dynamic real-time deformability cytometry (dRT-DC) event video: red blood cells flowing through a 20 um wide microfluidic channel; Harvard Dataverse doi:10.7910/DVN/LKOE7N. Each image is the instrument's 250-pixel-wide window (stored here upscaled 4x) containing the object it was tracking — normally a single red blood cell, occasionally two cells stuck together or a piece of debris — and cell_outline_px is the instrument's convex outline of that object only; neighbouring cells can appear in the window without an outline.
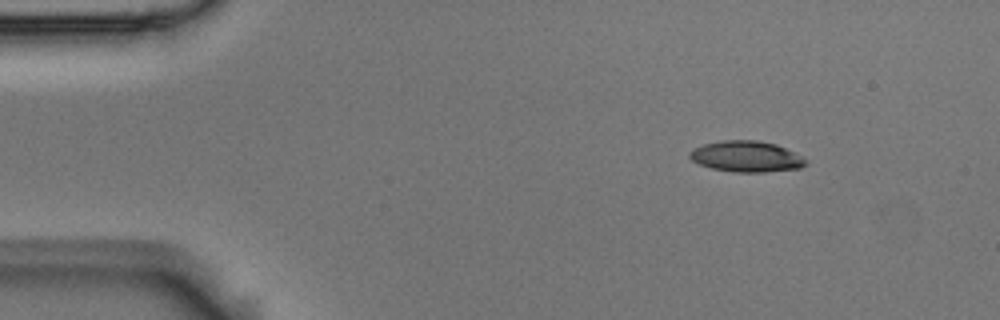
{"species": "Egyptian fruit bat (a non-hibernating species)", "species_latin": "Rousettus aegyptiacus", "temperature_condition": "room temperature", "stored_images_in_passage": 7, "camera_frame_rate_fps": 3000, "um_per_image_px": 0.085, "animal": {"sex": "male"}, "frame": {"image": 1, "passage_image": 1, "time_ms": 0.0, "image_size_px": [1000, 320], "cell_outline_px": [[808, 164], [800, 168], [764, 172], [732, 172], [712, 168], [700, 164], [692, 160], [688, 156], [688, 152], [692, 148], [704, 144], [720, 140], [756, 140], [776, 144], [808, 160]], "centroid_in_image_um": [63.41, 13.3], "position_along_channel_um": 21.6, "area_um2": 20.98}}
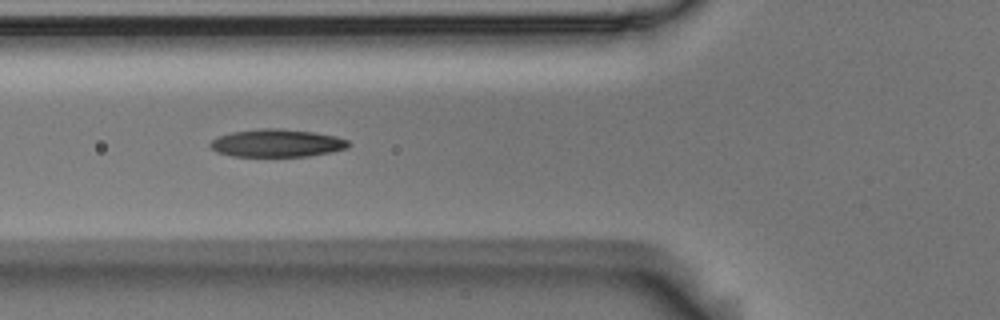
{"frame": {"image": 2, "passage_image": 5, "time_ms": 1.333, "image_size_px": [1000, 320], "cell_outline_px": [[352, 144], [348, 148], [332, 152], [308, 156], [232, 156], [216, 152], [208, 144], [212, 140], [220, 136], [232, 132], [260, 128], [276, 128], [312, 132], [336, 136], [348, 140]], "centroid_in_image_um": [23.56, 12.17], "position_along_channel_um": 102.2, "area_um2": 22.37}}
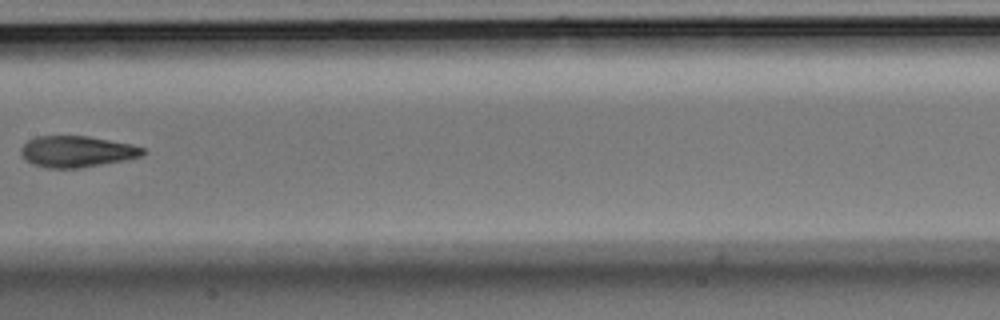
{"frame": {"image": 3, "passage_image": 7, "time_ms": 2.0, "image_size_px": [1000, 320], "cell_outline_px": [[144, 156], [124, 160], [80, 168], [44, 168], [32, 164], [24, 160], [20, 152], [20, 148], [28, 140], [36, 136], [88, 136], [132, 144], [144, 148]], "centroid_in_image_um": [6.5, 12.88], "position_along_channel_um": 200.9, "area_um2": 22.37}}